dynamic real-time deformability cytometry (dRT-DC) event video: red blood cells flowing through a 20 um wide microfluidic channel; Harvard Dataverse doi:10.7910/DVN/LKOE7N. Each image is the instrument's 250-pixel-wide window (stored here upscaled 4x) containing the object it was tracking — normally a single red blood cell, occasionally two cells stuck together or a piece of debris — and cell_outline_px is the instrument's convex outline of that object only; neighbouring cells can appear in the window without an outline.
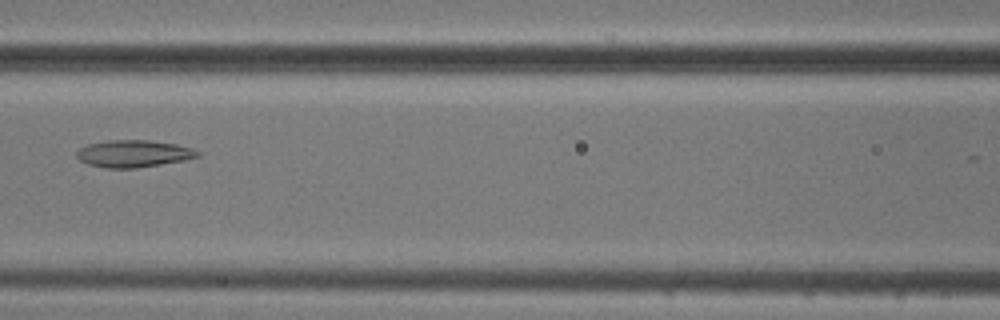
{"species": "common noctule bat (a hibernating species)", "species_latin": "Nyctalus noctula", "temperature_condition": "cold", "stored_images_in_passage": 3, "camera_frame_rate_fps": 3000, "um_per_image_px": 0.085, "animal": {"sex": "male", "body_mass_g": 20.5, "forearm_length_mm": 52.5}, "frame": {"image": 1, "passage_image": 3, "time_ms": 2.333, "image_size_px": [1000, 320], "cell_outline_px": [[200, 156], [184, 160], [136, 168], [104, 168], [88, 164], [80, 160], [76, 156], [76, 152], [80, 148], [88, 144], [108, 140], [148, 140], [176, 144], [192, 148], [200, 152]], "centroid_in_image_um": [11.34, 13.06], "position_along_channel_um": 155.3, "area_um2": 19.07}}